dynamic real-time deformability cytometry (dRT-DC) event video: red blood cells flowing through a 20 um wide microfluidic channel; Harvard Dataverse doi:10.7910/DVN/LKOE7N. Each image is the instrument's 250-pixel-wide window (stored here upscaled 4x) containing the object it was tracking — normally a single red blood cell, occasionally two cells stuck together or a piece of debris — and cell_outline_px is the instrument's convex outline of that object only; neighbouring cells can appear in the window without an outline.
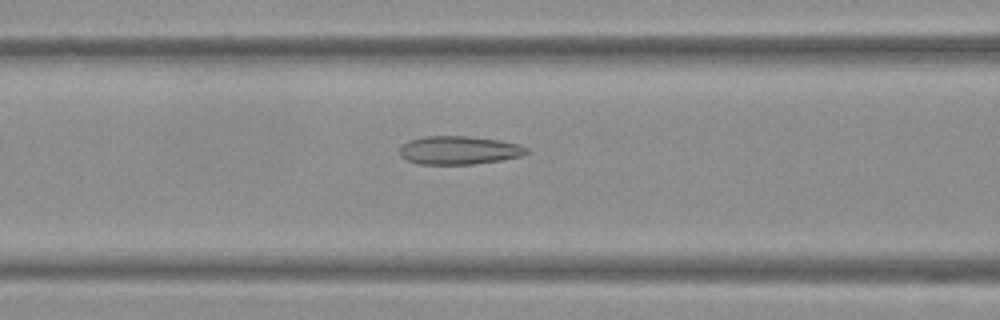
{"species": "Egyptian fruit bat (a non-hibernating species)", "species_latin": "Rousettus aegyptiacus", "temperature_condition": "warm", "stored_images_in_passage": 50, "camera_frame_rate_fps": 3000, "um_per_image_px": 0.085, "frame": {"image": 1, "passage_image": 19, "time_ms": 6.0, "image_size_px": [1000, 320], "cell_outline_px": [[528, 152], [524, 156], [500, 160], [472, 164], [416, 164], [400, 156], [400, 148], [408, 140], [424, 136], [468, 136], [500, 140], [520, 144], [528, 148]], "centroid_in_image_um": [39.03, 12.76], "position_along_channel_um": 127.6, "area_um2": 21.1}}
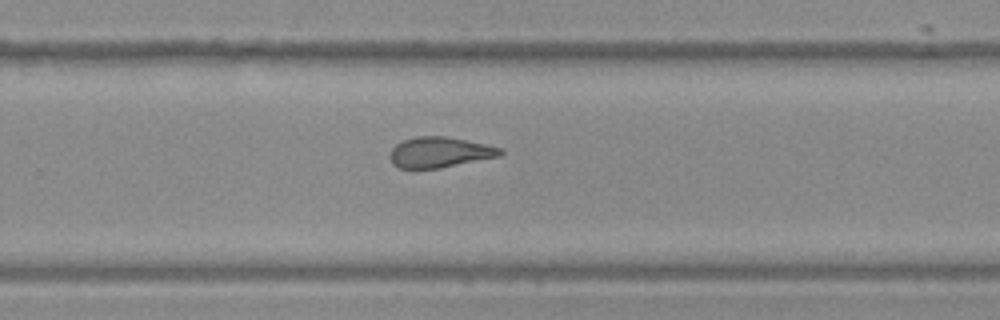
{"frame": {"image": 2, "passage_image": 32, "time_ms": 10.333, "image_size_px": [1000, 320], "cell_outline_px": [[504, 152], [500, 156], [440, 168], [400, 168], [392, 164], [388, 156], [392, 148], [396, 144], [404, 140], [416, 136], [448, 136], [504, 148]], "centroid_in_image_um": [37.38, 12.94], "position_along_channel_um": 292.4, "area_um2": 19.77}}
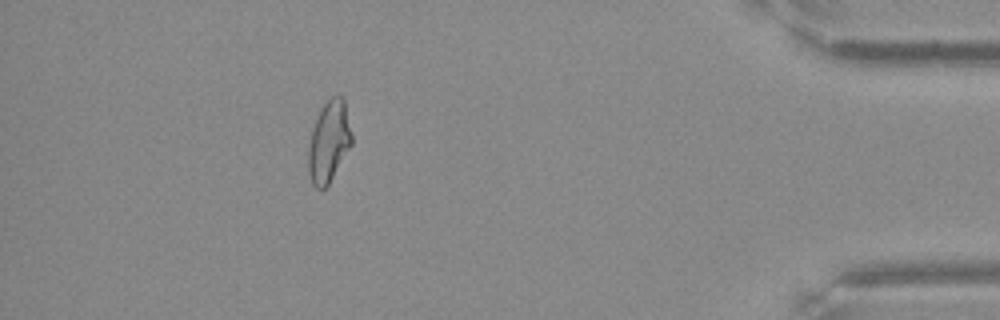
{"frame": {"image": 3, "passage_image": 45, "time_ms": 14.667, "image_size_px": [1000, 320], "cell_outline_px": [[352, 144], [328, 184], [320, 192], [312, 184], [308, 172], [308, 148], [312, 128], [320, 108], [336, 92], [344, 100], [352, 132]], "centroid_in_image_um": [27.95, 12.03], "position_along_channel_um": 407.3, "area_um2": 20.69}, "authors_computed_cell_mechanics": {"area_um2": 21.0392, "velocity_mm_per_s": 3.8058, "shape_relaxation_time_tau1_ms": null, "shape_relaxation_time_tau2_ms": 2.3445, "deformation_change_tau1": null, "deformation_change_tau2": 0.0975}}